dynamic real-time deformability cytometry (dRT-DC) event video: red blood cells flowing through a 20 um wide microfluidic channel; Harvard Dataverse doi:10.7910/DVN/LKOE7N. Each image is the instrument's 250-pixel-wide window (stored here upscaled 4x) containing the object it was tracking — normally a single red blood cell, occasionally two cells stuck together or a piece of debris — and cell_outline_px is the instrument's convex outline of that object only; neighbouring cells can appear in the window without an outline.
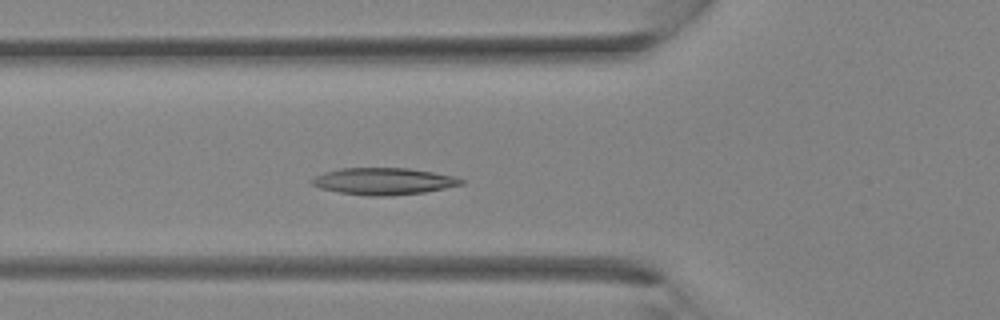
{"species": "Egyptian fruit bat (a non-hibernating species)", "species_latin": "Rousettus aegyptiacus", "temperature_condition": "room temperature", "stored_images_in_passage": 26, "camera_frame_rate_fps": 3000, "um_per_image_px": 0.085, "animal": {"sex": "female"}, "frame": {"image": 1, "passage_image": 4, "time_ms": 1.0, "image_size_px": [1000, 320], "cell_outline_px": [[464, 184], [424, 192], [392, 196], [372, 196], [340, 192], [320, 188], [308, 184], [308, 180], [324, 172], [340, 168], [408, 168], [432, 172], [452, 176], [464, 180]], "centroid_in_image_um": [32.55, 15.41], "position_along_channel_um": 93.3, "area_um2": 23.35}}
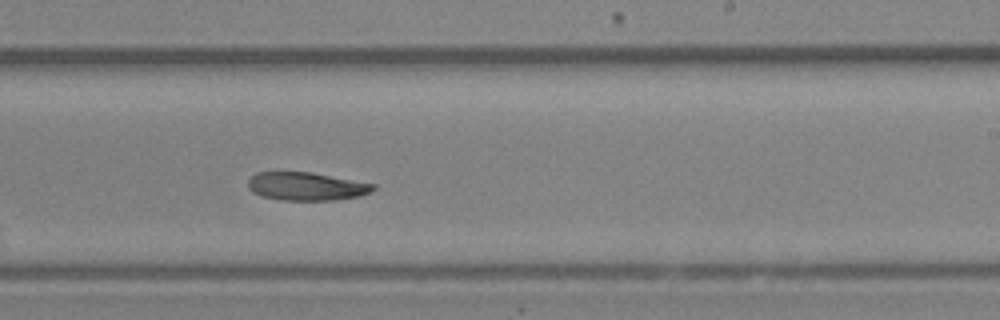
{"frame": {"image": 2, "passage_image": 13, "time_ms": 4.0, "image_size_px": [1000, 320], "cell_outline_px": [[376, 188], [372, 192], [360, 196], [336, 200], [280, 200], [264, 196], [252, 192], [248, 188], [248, 180], [256, 172], [312, 172], [376, 184]], "centroid_in_image_um": [26.08, 15.84], "position_along_channel_um": 262.9, "area_um2": 20.69}}
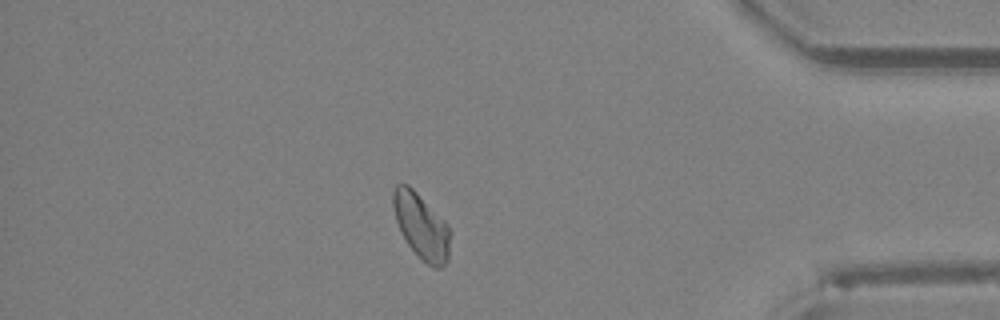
{"frame": {"image": 3, "passage_image": 22, "time_ms": 7.0, "image_size_px": [1000, 320], "cell_outline_px": [[452, 232], [448, 260], [440, 268], [432, 268], [408, 244], [400, 232], [396, 220], [392, 204], [392, 192], [396, 184], [408, 184], [444, 220]], "centroid_in_image_um": [35.82, 19.22], "position_along_channel_um": 399.4, "area_um2": 21.68}}